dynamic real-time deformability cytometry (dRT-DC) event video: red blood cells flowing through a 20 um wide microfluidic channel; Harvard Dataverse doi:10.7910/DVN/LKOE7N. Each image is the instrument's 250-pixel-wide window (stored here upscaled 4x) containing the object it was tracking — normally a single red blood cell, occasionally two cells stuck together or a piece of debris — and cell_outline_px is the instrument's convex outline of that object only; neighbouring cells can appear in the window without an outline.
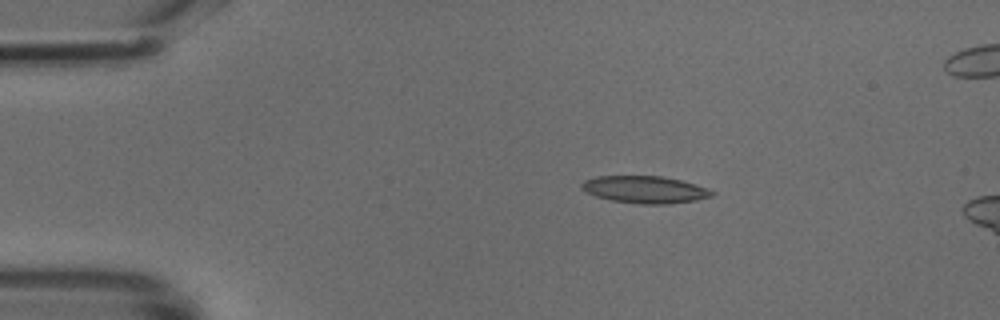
{"species": "common noctule bat (a hibernating species)", "species_latin": "Nyctalus noctula", "temperature_condition": "cold", "stored_images_in_passage": 6, "camera_frame_rate_fps": 3000, "um_per_image_px": 0.085, "animal": {"sex": "male", "body_mass_g": 18.8}, "frame": {"image": 1, "passage_image": 1, "time_ms": 0.0, "image_size_px": [1000, 320], "cell_outline_px": [[716, 192], [712, 196], [696, 200], [668, 204], [640, 204], [612, 200], [596, 196], [580, 188], [580, 184], [584, 180], [596, 176], [664, 176], [696, 184], [708, 188]], "centroid_in_image_um": [54.84, 16.11], "position_along_channel_um": 30.2, "area_um2": 20.69}}